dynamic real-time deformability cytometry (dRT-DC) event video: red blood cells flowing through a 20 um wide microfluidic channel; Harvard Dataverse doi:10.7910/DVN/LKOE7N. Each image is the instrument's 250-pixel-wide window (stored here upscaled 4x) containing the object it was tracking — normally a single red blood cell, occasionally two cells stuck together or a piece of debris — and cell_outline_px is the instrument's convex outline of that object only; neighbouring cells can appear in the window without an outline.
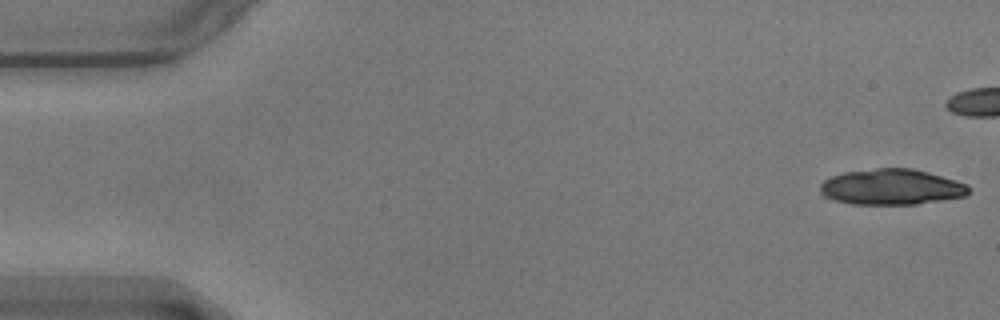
{"species": "common noctule bat (a hibernating species)", "species_latin": "Nyctalus noctula", "temperature_condition": "warm", "stored_images_in_passage": 12, "camera_frame_rate_fps": 3000, "um_per_image_px": 0.085, "animal": {"sex": "male", "body_mass_g": 17.9}, "frame": {"image": 1, "passage_image": 1, "time_ms": 0.0, "image_size_px": [1000, 320], "cell_outline_px": [[972, 188], [964, 196], [916, 204], [852, 204], [820, 196], [820, 184], [824, 180], [832, 176], [844, 172], [876, 168], [912, 168], [928, 172], [968, 184]], "centroid_in_image_um": [75.75, 15.89], "position_along_channel_um": 9.3, "area_um2": 30.92}}